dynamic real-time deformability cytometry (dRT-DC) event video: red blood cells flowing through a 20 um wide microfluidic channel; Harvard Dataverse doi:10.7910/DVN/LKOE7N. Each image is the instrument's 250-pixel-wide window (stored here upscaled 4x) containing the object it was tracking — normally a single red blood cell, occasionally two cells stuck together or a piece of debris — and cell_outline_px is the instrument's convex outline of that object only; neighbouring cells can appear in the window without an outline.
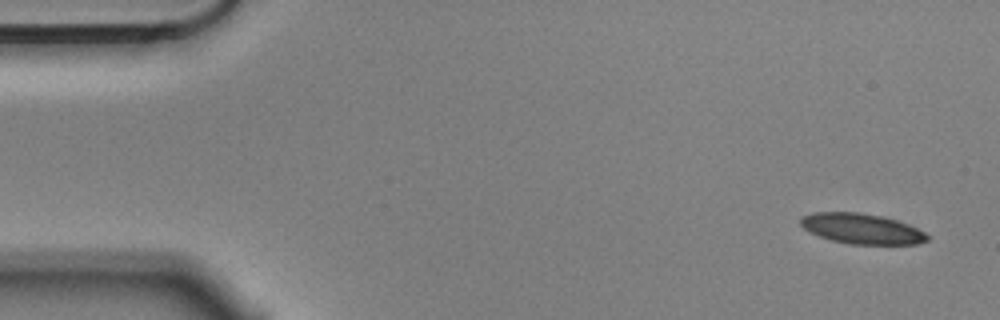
{"species": "Egyptian fruit bat (a non-hibernating species)", "species_latin": "Rousettus aegyptiacus", "temperature_condition": "cold", "stored_images_in_passage": 4, "camera_frame_rate_fps": 3000, "um_per_image_px": 0.085, "animal": {"sex": "male"}, "frame": {"image": 1, "passage_image": 1, "time_ms": 0.0, "image_size_px": [1000, 320], "cell_outline_px": [[932, 236], [928, 240], [916, 244], [848, 244], [832, 240], [820, 236], [804, 228], [800, 224], [800, 216], [812, 212], [860, 212], [880, 216], [896, 220], [908, 224]], "centroid_in_image_um": [73.25, 19.43], "position_along_channel_um": 11.8, "area_um2": 22.37}}